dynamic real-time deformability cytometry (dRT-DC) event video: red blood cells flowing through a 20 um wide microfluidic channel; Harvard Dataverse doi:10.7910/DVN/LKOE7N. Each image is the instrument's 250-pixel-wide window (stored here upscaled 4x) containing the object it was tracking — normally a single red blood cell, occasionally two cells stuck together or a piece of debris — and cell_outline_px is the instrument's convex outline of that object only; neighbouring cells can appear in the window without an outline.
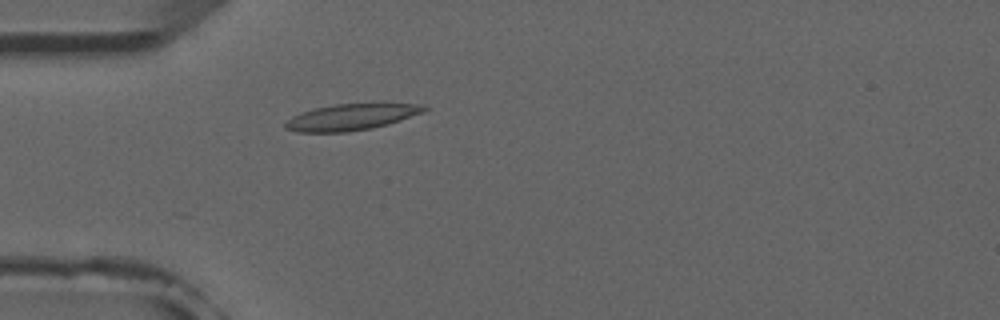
{"species": "common noctule bat (a hibernating species)", "species_latin": "Nyctalus noctula", "temperature_condition": "room temperature", "stored_images_in_passage": 5, "camera_frame_rate_fps": 3000, "um_per_image_px": 0.085, "animal": {"sex": "male", "forearm_length_mm": 52.5}, "frame": {"image": 1, "passage_image": 5, "time_ms": 4.667, "image_size_px": [1000, 320], "cell_outline_px": [[428, 108], [424, 112], [388, 124], [372, 128], [348, 132], [296, 132], [284, 128], [284, 124], [292, 116], [316, 108], [336, 104], [380, 100], [424, 104]], "centroid_in_image_um": [29.99, 9.89], "position_along_channel_um": 55.0, "area_um2": 22.25}}